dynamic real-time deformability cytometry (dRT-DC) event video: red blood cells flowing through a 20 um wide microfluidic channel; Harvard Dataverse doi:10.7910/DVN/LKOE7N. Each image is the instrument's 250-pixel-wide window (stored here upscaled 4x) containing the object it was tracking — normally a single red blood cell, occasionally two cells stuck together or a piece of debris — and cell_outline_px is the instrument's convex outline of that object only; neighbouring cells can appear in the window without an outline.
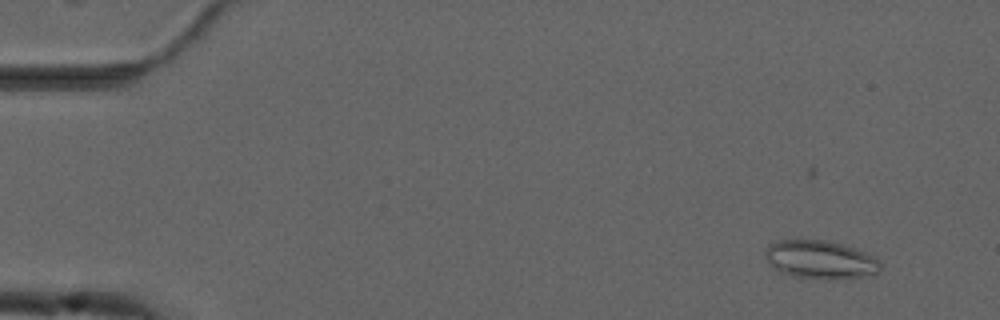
{"species": "common noctule bat (a hibernating species)", "species_latin": "Nyctalus noctula", "temperature_condition": "cold", "stored_images_in_passage": 51, "camera_frame_rate_fps": 3000, "um_per_image_px": 0.085, "animal": {"sex": "male", "forearm_length_mm": 52.5}, "frame": {"image": 1, "passage_image": 1, "time_ms": 0.0, "image_size_px": [1000, 320], "cell_outline_px": [[880, 272], [872, 276], [828, 280], [792, 276], [780, 272], [764, 256], [764, 248], [768, 244], [776, 240], [824, 240], [840, 244], [864, 252], [880, 260]], "centroid_in_image_um": [69.73, 22.09], "position_along_channel_um": 15.3, "area_um2": 25.89}}
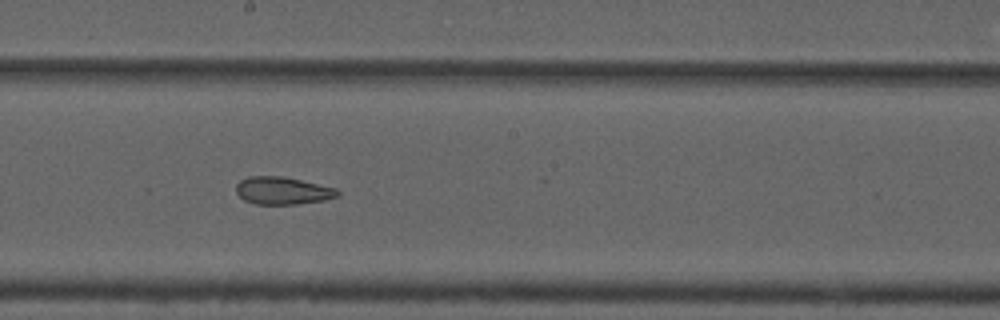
{"frame": {"image": 2, "passage_image": 27, "time_ms": 8.667, "image_size_px": [1000, 320], "cell_outline_px": [[340, 196], [324, 200], [296, 204], [256, 204], [244, 200], [236, 192], [236, 184], [240, 180], [248, 176], [280, 176], [300, 180], [336, 188], [340, 192]], "centroid_in_image_um": [24.01, 16.21], "position_along_channel_um": 224.2, "area_um2": 16.24}}
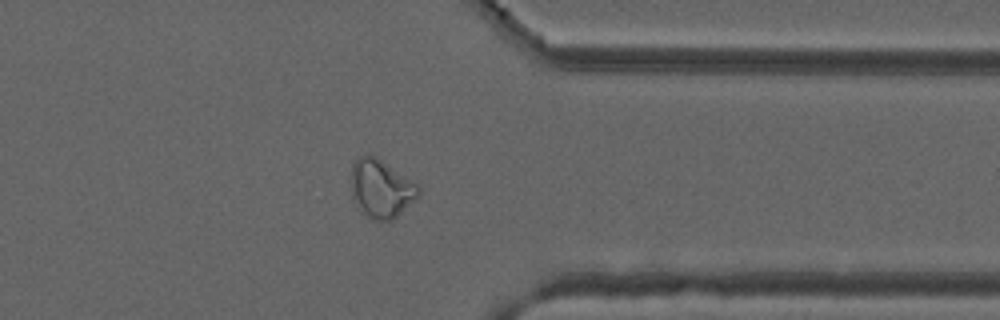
{"frame": {"image": 3, "passage_image": 40, "time_ms": 13.0, "image_size_px": [1000, 320], "cell_outline_px": [[420, 196], [392, 220], [372, 220], [364, 212], [352, 196], [352, 164], [356, 156], [372, 152], [420, 184]], "centroid_in_image_um": [32.44, 15.95], "position_along_channel_um": 379.0, "area_um2": 23.35}, "authors_computed_cell_mechanics": {"area_um2": 21.4438, "velocity_mm_per_s": 3.7222, "shape_relaxation_time_tau1_ms": null, "shape_relaxation_time_tau2_ms": 2.6617, "deformation_change_tau1": null, "deformation_change_tau2": 0.101}}